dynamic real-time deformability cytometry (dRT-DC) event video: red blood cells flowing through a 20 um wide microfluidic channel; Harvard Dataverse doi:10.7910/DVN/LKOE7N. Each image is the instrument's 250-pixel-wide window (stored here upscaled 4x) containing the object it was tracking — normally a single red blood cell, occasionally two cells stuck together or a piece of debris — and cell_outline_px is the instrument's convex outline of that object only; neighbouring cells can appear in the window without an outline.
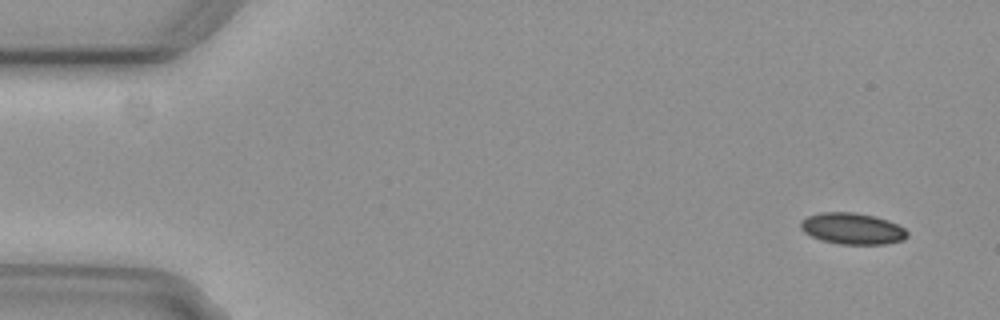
{"species": "common noctule bat (a hibernating species)", "species_latin": "Nyctalus noctula", "temperature_condition": "cold", "stored_images_in_passage": 4, "camera_frame_rate_fps": 3000, "um_per_image_px": 0.085, "animal": {"sex": "female", "body_mass_g": 29.2, "forearm_length_mm": 56.3}, "frame": {"image": 1, "passage_image": 1, "time_ms": 0.0, "image_size_px": [1000, 320], "cell_outline_px": [[908, 236], [904, 240], [884, 244], [840, 244], [820, 240], [804, 232], [800, 228], [800, 220], [808, 216], [820, 212], [852, 212], [876, 216], [888, 220], [904, 228], [908, 232]], "centroid_in_image_um": [72.44, 19.43], "position_along_channel_um": 12.6, "area_um2": 19.59}}
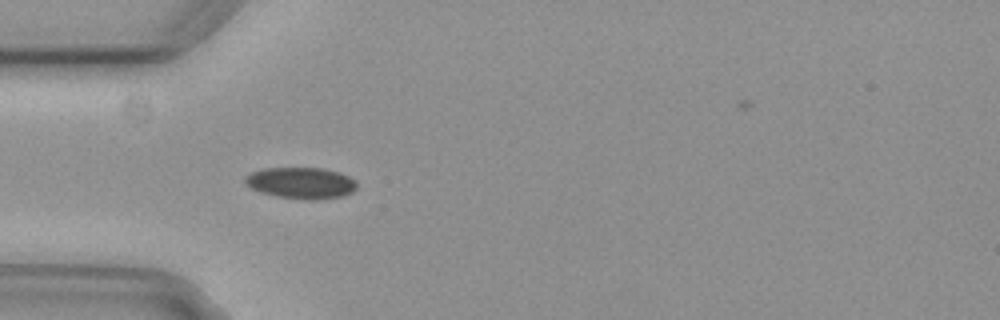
{"frame": {"image": 2, "passage_image": 4, "time_ms": 1.0, "image_size_px": [1000, 320], "cell_outline_px": [[356, 188], [352, 192], [344, 196], [320, 200], [304, 200], [276, 196], [260, 192], [244, 184], [244, 176], [252, 172], [264, 168], [320, 168], [340, 172], [356, 180]], "centroid_in_image_um": [25.59, 15.56], "position_along_channel_um": 59.4, "area_um2": 20.69}}